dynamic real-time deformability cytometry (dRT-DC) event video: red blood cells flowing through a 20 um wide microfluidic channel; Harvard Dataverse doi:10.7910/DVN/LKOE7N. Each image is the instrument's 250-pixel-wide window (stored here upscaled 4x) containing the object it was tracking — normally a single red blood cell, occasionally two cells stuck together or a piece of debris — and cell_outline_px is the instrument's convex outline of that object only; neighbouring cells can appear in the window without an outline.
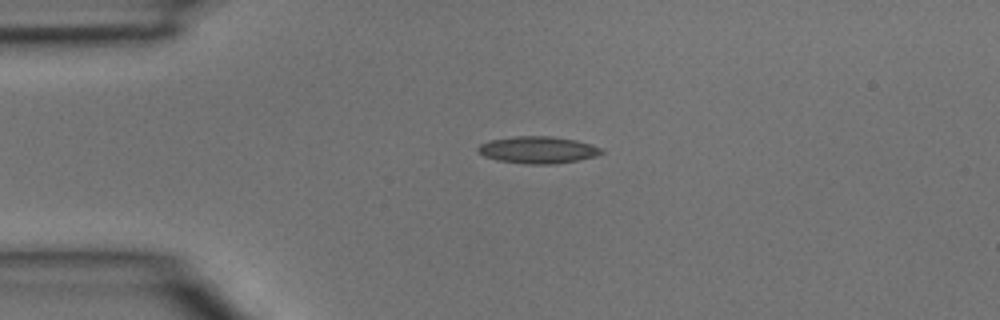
{"species": "common noctule bat (a hibernating species)", "species_latin": "Nyctalus noctula", "temperature_condition": "room temperature", "stored_images_in_passage": 2, "camera_frame_rate_fps": 3000, "um_per_image_px": 0.085, "animal": {"sex": "male", "body_mass_g": 15.6}, "frame": {"image": 1, "passage_image": 1, "time_ms": 0.0, "image_size_px": [1000, 320], "cell_outline_px": [[604, 152], [596, 156], [556, 164], [524, 164], [496, 160], [484, 156], [476, 152], [476, 148], [480, 144], [492, 140], [516, 136], [552, 136], [576, 140], [592, 144], [604, 148]], "centroid_in_image_um": [45.73, 12.74], "position_along_channel_um": 39.3, "area_um2": 19.59}}